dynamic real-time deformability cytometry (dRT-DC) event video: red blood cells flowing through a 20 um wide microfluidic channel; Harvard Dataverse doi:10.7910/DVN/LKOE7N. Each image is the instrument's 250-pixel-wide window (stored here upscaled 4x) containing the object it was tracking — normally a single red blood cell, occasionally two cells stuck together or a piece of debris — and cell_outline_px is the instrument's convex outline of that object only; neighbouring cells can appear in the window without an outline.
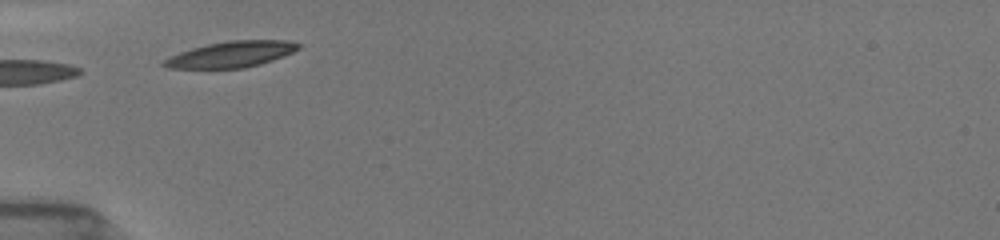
{"species": "common noctule bat (a hibernating species)", "species_latin": "Nyctalus noctula", "temperature_condition": "room temperature", "stored_images_in_passage": 3, "camera_frame_rate_fps": 3000, "um_per_image_px": 0.085, "animal": {"sex": "female", "body_mass_g": 19.5, "forearm_length_mm": 54.1}, "frame": {"image": 1, "passage_image": 2, "time_ms": 0.667, "image_size_px": [1000, 240], "cell_outline_px": [[300, 48], [284, 56], [260, 64], [244, 68], [168, 68], [160, 64], [164, 60], [180, 52], [192, 48], [208, 44], [228, 40], [288, 40], [300, 44]], "centroid_in_image_um": [19.68, 4.61], "position_along_channel_um": 65.3, "area_um2": 20.23}}
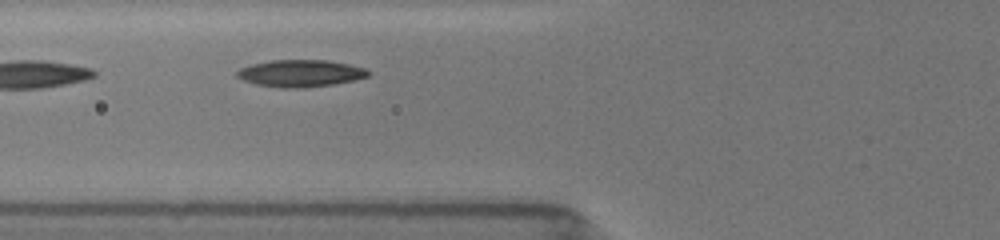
{"frame": {"image": 2, "passage_image": 3, "time_ms": 1.667, "image_size_px": [1000, 240], "cell_outline_px": [[372, 72], [368, 76], [336, 84], [300, 88], [284, 88], [256, 84], [244, 80], [236, 76], [236, 72], [240, 68], [252, 64], [272, 60], [328, 60], [348, 64], [364, 68]], "centroid_in_image_um": [25.54, 6.23], "position_along_channel_um": 100.3, "area_um2": 20.58}}